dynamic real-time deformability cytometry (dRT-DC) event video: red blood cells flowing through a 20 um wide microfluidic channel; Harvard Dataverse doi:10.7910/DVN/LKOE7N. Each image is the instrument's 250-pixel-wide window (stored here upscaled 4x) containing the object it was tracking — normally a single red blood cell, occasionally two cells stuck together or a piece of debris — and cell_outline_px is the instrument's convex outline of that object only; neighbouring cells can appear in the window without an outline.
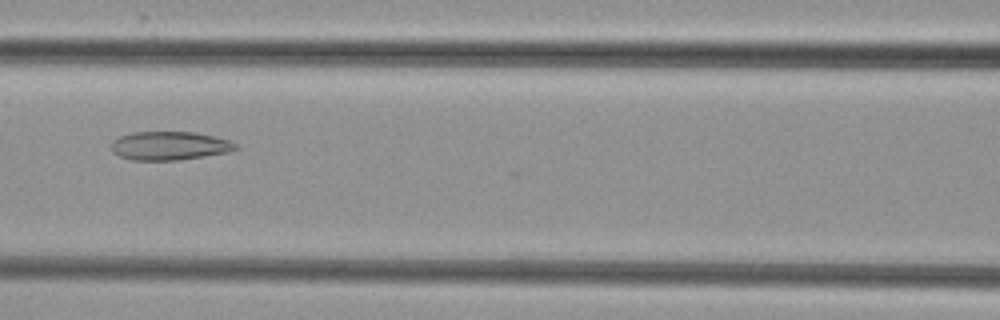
{"species": "common noctule bat (a hibernating species)", "species_latin": "Nyctalus noctula", "temperature_condition": "cold", "stored_images_in_passage": 7, "camera_frame_rate_fps": 3000, "um_per_image_px": 0.085, "animal": {"sex": "female", "body_mass_g": 29.2, "forearm_length_mm": 56.3}, "frame": {"image": 1, "passage_image": 7, "time_ms": 7.0, "image_size_px": [1000, 320], "cell_outline_px": [[240, 148], [228, 152], [180, 160], [132, 160], [120, 156], [112, 152], [112, 140], [120, 136], [132, 132], [196, 132], [216, 136], [228, 140], [236, 144]], "centroid_in_image_um": [14.42, 12.38], "position_along_channel_um": 152.2, "area_um2": 20.81}}